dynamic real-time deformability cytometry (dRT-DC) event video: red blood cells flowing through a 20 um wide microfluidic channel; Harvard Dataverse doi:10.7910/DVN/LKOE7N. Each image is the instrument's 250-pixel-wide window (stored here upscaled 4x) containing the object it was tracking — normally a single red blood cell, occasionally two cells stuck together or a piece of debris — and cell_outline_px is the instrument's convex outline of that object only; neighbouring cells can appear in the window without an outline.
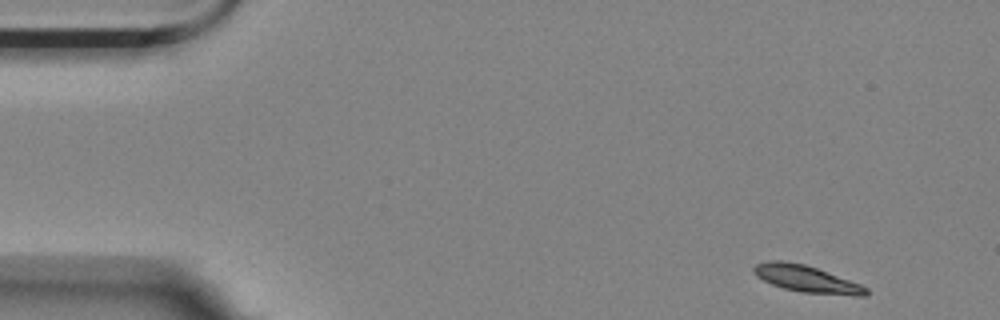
{"species": "Egyptian fruit bat (a non-hibernating species)", "species_latin": "Rousettus aegyptiacus", "temperature_condition": "room temperature", "stored_images_in_passage": 53, "camera_frame_rate_fps": 3000, "um_per_image_px": 0.085, "animal": {"sex": "female"}, "frame": {"image": 1, "passage_image": 1, "time_ms": 0.0, "image_size_px": [1000, 320], "cell_outline_px": [[868, 296], [856, 296], [800, 292], [784, 288], [772, 284], [756, 276], [752, 272], [752, 268], [756, 264], [768, 260], [780, 260], [804, 264], [816, 268], [860, 284], [868, 288]], "centroid_in_image_um": [68.54, 23.71], "position_along_channel_um": 16.5, "area_um2": 17.51}}
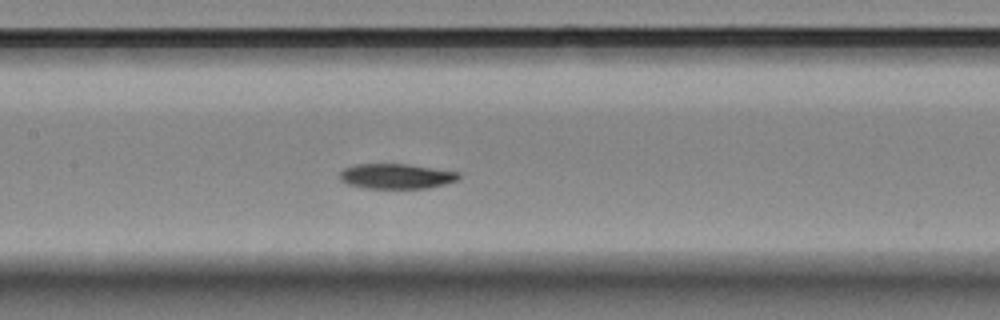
{"frame": {"image": 2, "passage_image": 23, "time_ms": 7.333, "image_size_px": [1000, 320], "cell_outline_px": [[460, 176], [456, 180], [444, 184], [428, 188], [364, 188], [348, 184], [340, 180], [340, 172], [344, 168], [356, 164], [404, 164], [460, 172]], "centroid_in_image_um": [33.66, 14.98], "position_along_channel_um": 173.7, "area_um2": 17.22}}
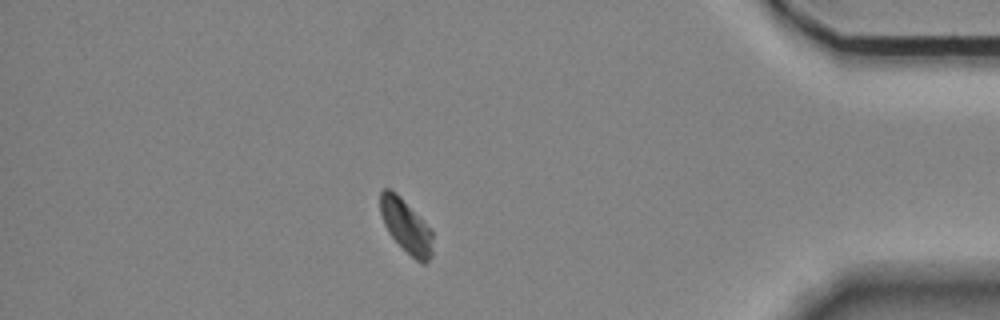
{"frame": {"image": 3, "passage_image": 46, "time_ms": 15.0, "image_size_px": [1000, 320], "cell_outline_px": [[432, 256], [424, 264], [416, 260], [388, 232], [384, 224], [380, 212], [380, 192], [384, 188], [388, 188], [396, 192], [432, 228]], "centroid_in_image_um": [34.52, 19.18], "position_along_channel_um": 400.7, "area_um2": 16.3}, "authors_computed_cell_mechanics": {"area_um2": 17.5134, "velocity_mm_per_s": 3.4752, "shape_relaxation_time_tau1_ms": 7.3139, "shape_relaxation_time_tau2_ms": null, "deformation_change_tau1": 0.1438, "deformation_change_tau2": null}}